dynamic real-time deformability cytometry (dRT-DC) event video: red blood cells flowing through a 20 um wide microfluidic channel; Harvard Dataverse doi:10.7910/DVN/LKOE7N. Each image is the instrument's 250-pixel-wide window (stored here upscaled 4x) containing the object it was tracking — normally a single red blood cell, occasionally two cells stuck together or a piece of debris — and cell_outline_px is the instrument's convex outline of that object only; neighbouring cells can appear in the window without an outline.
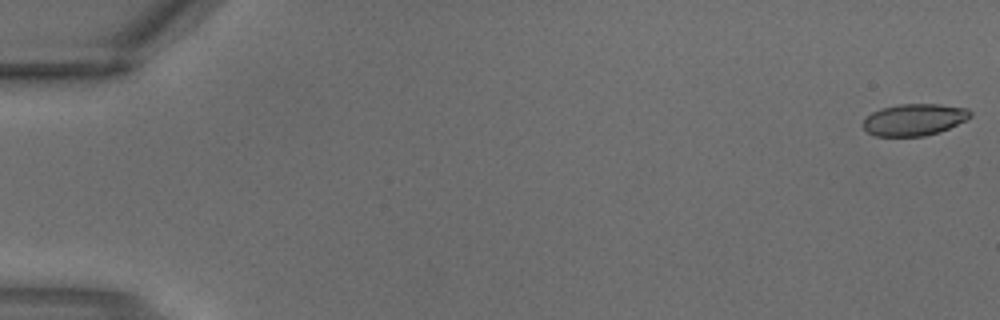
{"species": "common noctule bat (a hibernating species)", "species_latin": "Nyctalus noctula", "temperature_condition": "warm", "stored_images_in_passage": 5, "segment_of_instrument_passage": [1, 2], "camera_frame_rate_fps": 3000, "um_per_image_px": 0.085, "animal": {"sex": "male", "body_mass_g": 18.8}, "frame": {"image": 1, "passage_image": 1, "time_ms": 0.0, "image_size_px": [1000, 320], "cell_outline_px": [[972, 116], [940, 132], [924, 136], [876, 136], [868, 132], [864, 128], [864, 120], [872, 112], [880, 108], [900, 104], [940, 104], [968, 108], [972, 112]], "centroid_in_image_um": [77.72, 10.16], "position_along_channel_um": 7.3, "area_um2": 19.77}}
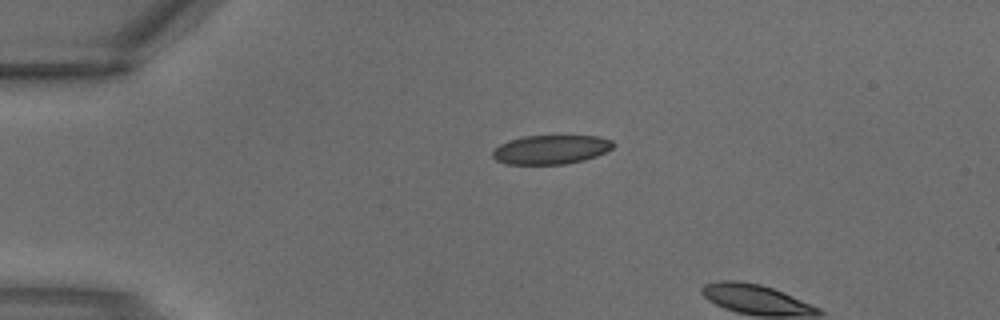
{"frame": {"image": 2, "passage_image": 3, "time_ms": 0.667, "image_size_px": [1000, 320], "cell_outline_px": [[616, 144], [612, 148], [596, 156], [584, 160], [564, 164], [504, 164], [496, 160], [492, 156], [492, 152], [500, 144], [508, 140], [524, 136], [600, 136], [612, 140]], "centroid_in_image_um": [46.83, 12.71], "position_along_channel_um": 38.2, "area_um2": 20.46}}